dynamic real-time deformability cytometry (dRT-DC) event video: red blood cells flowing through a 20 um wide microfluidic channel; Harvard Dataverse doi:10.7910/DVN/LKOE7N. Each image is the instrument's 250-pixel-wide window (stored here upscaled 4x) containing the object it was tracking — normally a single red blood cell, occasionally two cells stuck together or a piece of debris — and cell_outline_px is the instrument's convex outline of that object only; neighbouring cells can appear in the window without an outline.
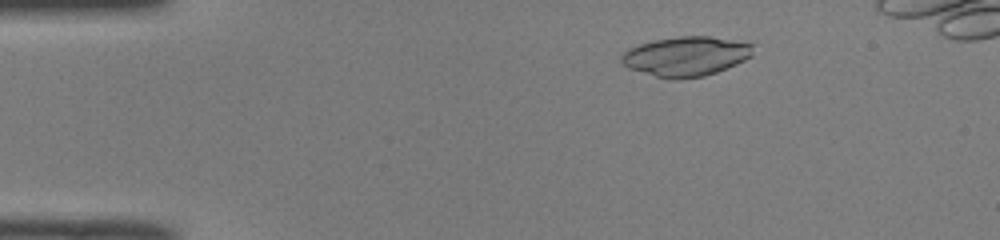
{"species": "common noctule bat (a hibernating species)", "species_latin": "Nyctalus noctula", "temperature_condition": "room temperature", "stored_images_in_passage": 47, "camera_frame_rate_fps": 3000, "um_per_image_px": 0.085, "animal": {"sex": "male", "body_mass_g": 19.0, "forearm_length_mm": 50.8}, "frame": {"image": 1, "passage_image": 8, "time_ms": 2.333, "image_size_px": [1000, 240], "cell_outline_px": [[752, 56], [736, 64], [716, 72], [704, 76], [680, 80], [672, 80], [656, 76], [628, 68], [620, 60], [620, 56], [628, 48], [652, 40], [680, 36], [708, 36], [752, 44]], "centroid_in_image_um": [58.27, 4.8], "position_along_channel_um": 26.7, "area_um2": 30.29}}